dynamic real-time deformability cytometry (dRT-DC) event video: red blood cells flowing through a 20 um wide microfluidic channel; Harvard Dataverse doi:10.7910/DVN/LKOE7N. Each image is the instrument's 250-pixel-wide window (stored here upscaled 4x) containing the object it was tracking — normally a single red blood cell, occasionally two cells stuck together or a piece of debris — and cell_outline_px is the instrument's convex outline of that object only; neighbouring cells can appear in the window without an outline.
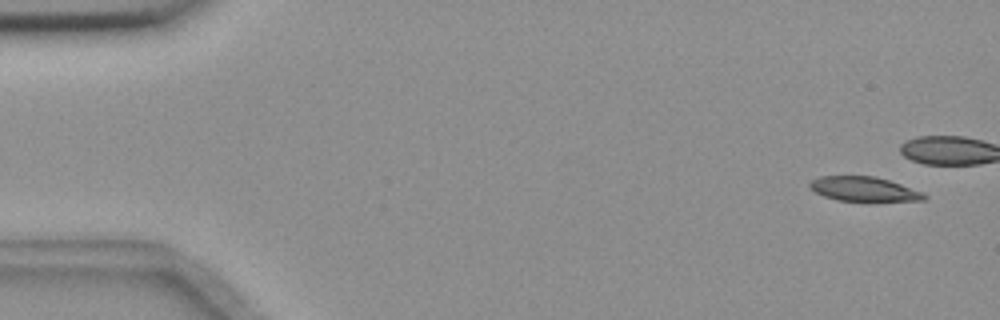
{"species": "common noctule bat (a hibernating species)", "species_latin": "Nyctalus noctula", "temperature_condition": "room temperature", "stored_images_in_passage": 5, "camera_frame_rate_fps": 3000, "um_per_image_px": 0.085, "animal": {"sex": "female", "body_mass_g": 18.4}, "frame": {"image": 1, "passage_image": 1, "time_ms": 0.0, "image_size_px": [1000, 320], "cell_outline_px": [[928, 196], [924, 200], [836, 200], [824, 196], [808, 188], [808, 184], [812, 180], [820, 176], [876, 176], [924, 192]], "centroid_in_image_um": [73.4, 16.05], "position_along_channel_um": 11.6, "area_um2": 16.07}}
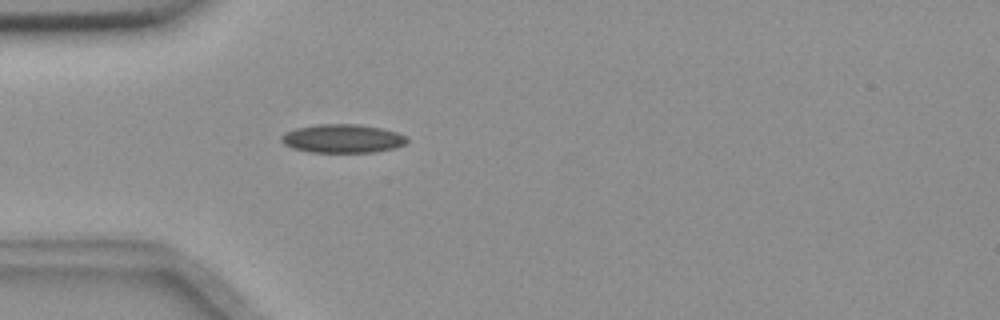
{"frame": {"image": 2, "passage_image": 5, "time_ms": 1.333, "image_size_px": [1000, 320], "cell_outline_px": [[408, 140], [404, 144], [396, 148], [372, 152], [308, 152], [292, 148], [284, 144], [280, 140], [280, 136], [284, 132], [296, 128], [320, 124], [356, 124], [380, 128], [396, 132], [408, 136]], "centroid_in_image_um": [29.1, 11.78], "position_along_channel_um": 55.9, "area_um2": 20.98}}